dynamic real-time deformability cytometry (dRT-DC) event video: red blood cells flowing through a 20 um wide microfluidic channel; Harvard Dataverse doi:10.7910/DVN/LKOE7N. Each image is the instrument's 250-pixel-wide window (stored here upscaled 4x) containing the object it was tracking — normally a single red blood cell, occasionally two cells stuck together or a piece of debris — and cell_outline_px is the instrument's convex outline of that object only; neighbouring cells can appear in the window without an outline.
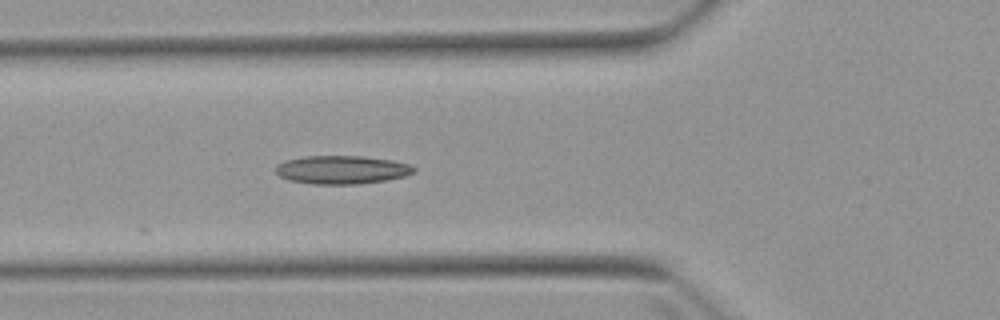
{"species": "Egyptian fruit bat (a non-hibernating species)", "species_latin": "Rousettus aegyptiacus", "temperature_condition": "warm", "stored_images_in_passage": 2, "camera_frame_rate_fps": 3000, "um_per_image_px": 0.085, "animal": {"sex": "female"}, "frame": {"image": 1, "passage_image": 2, "time_ms": 1.0, "image_size_px": [1000, 320], "cell_outline_px": [[416, 172], [404, 176], [384, 180], [356, 184], [312, 184], [288, 180], [280, 176], [276, 172], [276, 164], [284, 160], [304, 156], [360, 156], [392, 160], [408, 164], [416, 168]], "centroid_in_image_um": [29.02, 14.42], "position_along_channel_um": 96.8, "area_um2": 22.83}}